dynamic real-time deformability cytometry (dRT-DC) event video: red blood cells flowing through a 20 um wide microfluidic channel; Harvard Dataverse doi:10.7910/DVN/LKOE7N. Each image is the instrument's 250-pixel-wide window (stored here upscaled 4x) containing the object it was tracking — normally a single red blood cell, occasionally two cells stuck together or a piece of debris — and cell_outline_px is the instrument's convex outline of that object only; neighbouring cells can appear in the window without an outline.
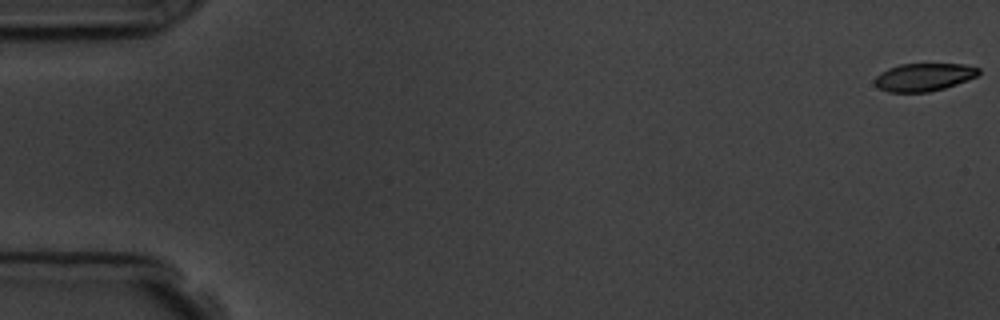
{"species": "common noctule bat (a hibernating species)", "species_latin": "Nyctalus noctula", "temperature_condition": "room temperature", "stored_images_in_passage": 6, "camera_frame_rate_fps": 3000, "um_per_image_px": 0.085, "animal": {"sex": "male", "body_mass_g": 19.5, "forearm_length_mm": 54.6}, "frame": {"image": 1, "passage_image": 1, "time_ms": 0.0, "image_size_px": [1000, 320], "cell_outline_px": [[980, 72], [976, 76], [968, 80], [944, 88], [928, 92], [888, 92], [880, 88], [876, 84], [876, 76], [880, 72], [888, 68], [900, 64], [964, 64], [980, 68]], "centroid_in_image_um": [78.54, 6.55], "position_along_channel_um": 6.5, "area_um2": 16.76}}
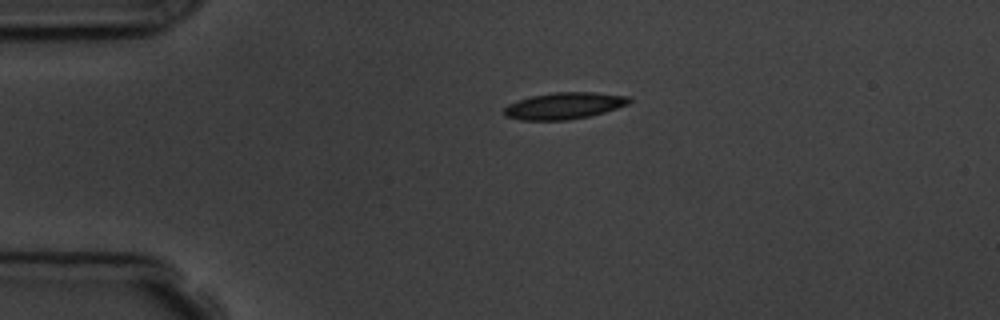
{"frame": {"image": 2, "passage_image": 6, "time_ms": 6.667, "image_size_px": [1000, 320], "cell_outline_px": [[632, 100], [628, 104], [604, 112], [588, 116], [568, 120], [520, 120], [504, 116], [504, 108], [508, 104], [532, 96], [552, 92], [596, 92], [628, 96]], "centroid_in_image_um": [47.95, 8.99], "position_along_channel_um": 37.1, "area_um2": 19.36}}